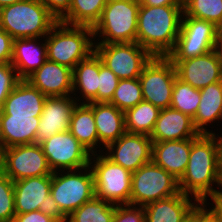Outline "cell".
<instances>
[{
	"mask_svg": "<svg viewBox=\"0 0 222 222\" xmlns=\"http://www.w3.org/2000/svg\"><path fill=\"white\" fill-rule=\"evenodd\" d=\"M200 103L193 124L199 134H212L205 126L222 119V81L200 90Z\"/></svg>",
	"mask_w": 222,
	"mask_h": 222,
	"instance_id": "28",
	"label": "cell"
},
{
	"mask_svg": "<svg viewBox=\"0 0 222 222\" xmlns=\"http://www.w3.org/2000/svg\"><path fill=\"white\" fill-rule=\"evenodd\" d=\"M46 98L27 80H20L6 98L0 115L40 117Z\"/></svg>",
	"mask_w": 222,
	"mask_h": 222,
	"instance_id": "19",
	"label": "cell"
},
{
	"mask_svg": "<svg viewBox=\"0 0 222 222\" xmlns=\"http://www.w3.org/2000/svg\"><path fill=\"white\" fill-rule=\"evenodd\" d=\"M218 27L213 23L193 17L182 18L181 29L170 60H183L204 55L215 47Z\"/></svg>",
	"mask_w": 222,
	"mask_h": 222,
	"instance_id": "11",
	"label": "cell"
},
{
	"mask_svg": "<svg viewBox=\"0 0 222 222\" xmlns=\"http://www.w3.org/2000/svg\"><path fill=\"white\" fill-rule=\"evenodd\" d=\"M37 39H13L11 64L16 69L20 80H26L47 60L46 40L45 43H41L37 42Z\"/></svg>",
	"mask_w": 222,
	"mask_h": 222,
	"instance_id": "22",
	"label": "cell"
},
{
	"mask_svg": "<svg viewBox=\"0 0 222 222\" xmlns=\"http://www.w3.org/2000/svg\"><path fill=\"white\" fill-rule=\"evenodd\" d=\"M3 151H4V148L0 142V173H2V170H3Z\"/></svg>",
	"mask_w": 222,
	"mask_h": 222,
	"instance_id": "47",
	"label": "cell"
},
{
	"mask_svg": "<svg viewBox=\"0 0 222 222\" xmlns=\"http://www.w3.org/2000/svg\"><path fill=\"white\" fill-rule=\"evenodd\" d=\"M68 131L91 153L97 152L98 133L93 114V103H77ZM98 146V147H96ZM96 150V151H95Z\"/></svg>",
	"mask_w": 222,
	"mask_h": 222,
	"instance_id": "27",
	"label": "cell"
},
{
	"mask_svg": "<svg viewBox=\"0 0 222 222\" xmlns=\"http://www.w3.org/2000/svg\"><path fill=\"white\" fill-rule=\"evenodd\" d=\"M26 80L46 97L72 94V69L56 62L46 60Z\"/></svg>",
	"mask_w": 222,
	"mask_h": 222,
	"instance_id": "18",
	"label": "cell"
},
{
	"mask_svg": "<svg viewBox=\"0 0 222 222\" xmlns=\"http://www.w3.org/2000/svg\"><path fill=\"white\" fill-rule=\"evenodd\" d=\"M89 166L94 175L95 197L115 205L130 204L132 183L130 171L113 163L102 153L91 154Z\"/></svg>",
	"mask_w": 222,
	"mask_h": 222,
	"instance_id": "7",
	"label": "cell"
},
{
	"mask_svg": "<svg viewBox=\"0 0 222 222\" xmlns=\"http://www.w3.org/2000/svg\"><path fill=\"white\" fill-rule=\"evenodd\" d=\"M182 192L144 206L145 222H187L198 201ZM192 202V203H191Z\"/></svg>",
	"mask_w": 222,
	"mask_h": 222,
	"instance_id": "23",
	"label": "cell"
},
{
	"mask_svg": "<svg viewBox=\"0 0 222 222\" xmlns=\"http://www.w3.org/2000/svg\"><path fill=\"white\" fill-rule=\"evenodd\" d=\"M183 14V5H140L136 42L152 56L167 57L175 48Z\"/></svg>",
	"mask_w": 222,
	"mask_h": 222,
	"instance_id": "2",
	"label": "cell"
},
{
	"mask_svg": "<svg viewBox=\"0 0 222 222\" xmlns=\"http://www.w3.org/2000/svg\"><path fill=\"white\" fill-rule=\"evenodd\" d=\"M61 173L56 171L52 174L50 204L53 212L63 221L95 197V184L90 166Z\"/></svg>",
	"mask_w": 222,
	"mask_h": 222,
	"instance_id": "3",
	"label": "cell"
},
{
	"mask_svg": "<svg viewBox=\"0 0 222 222\" xmlns=\"http://www.w3.org/2000/svg\"><path fill=\"white\" fill-rule=\"evenodd\" d=\"M177 77L196 89L222 81V67L215 50L183 60H171Z\"/></svg>",
	"mask_w": 222,
	"mask_h": 222,
	"instance_id": "16",
	"label": "cell"
},
{
	"mask_svg": "<svg viewBox=\"0 0 222 222\" xmlns=\"http://www.w3.org/2000/svg\"><path fill=\"white\" fill-rule=\"evenodd\" d=\"M93 114L98 133V145L105 148L126 132L124 112L113 104L93 103Z\"/></svg>",
	"mask_w": 222,
	"mask_h": 222,
	"instance_id": "26",
	"label": "cell"
},
{
	"mask_svg": "<svg viewBox=\"0 0 222 222\" xmlns=\"http://www.w3.org/2000/svg\"><path fill=\"white\" fill-rule=\"evenodd\" d=\"M143 101V92L139 78L121 79L109 103L125 112Z\"/></svg>",
	"mask_w": 222,
	"mask_h": 222,
	"instance_id": "34",
	"label": "cell"
},
{
	"mask_svg": "<svg viewBox=\"0 0 222 222\" xmlns=\"http://www.w3.org/2000/svg\"><path fill=\"white\" fill-rule=\"evenodd\" d=\"M207 202H198L191 210L187 222H219L218 216L212 209H206Z\"/></svg>",
	"mask_w": 222,
	"mask_h": 222,
	"instance_id": "39",
	"label": "cell"
},
{
	"mask_svg": "<svg viewBox=\"0 0 222 222\" xmlns=\"http://www.w3.org/2000/svg\"><path fill=\"white\" fill-rule=\"evenodd\" d=\"M13 38L0 26V63H11Z\"/></svg>",
	"mask_w": 222,
	"mask_h": 222,
	"instance_id": "42",
	"label": "cell"
},
{
	"mask_svg": "<svg viewBox=\"0 0 222 222\" xmlns=\"http://www.w3.org/2000/svg\"><path fill=\"white\" fill-rule=\"evenodd\" d=\"M40 117L0 115V142L4 149L36 143Z\"/></svg>",
	"mask_w": 222,
	"mask_h": 222,
	"instance_id": "24",
	"label": "cell"
},
{
	"mask_svg": "<svg viewBox=\"0 0 222 222\" xmlns=\"http://www.w3.org/2000/svg\"><path fill=\"white\" fill-rule=\"evenodd\" d=\"M19 81L16 69L11 63H0V109Z\"/></svg>",
	"mask_w": 222,
	"mask_h": 222,
	"instance_id": "37",
	"label": "cell"
},
{
	"mask_svg": "<svg viewBox=\"0 0 222 222\" xmlns=\"http://www.w3.org/2000/svg\"><path fill=\"white\" fill-rule=\"evenodd\" d=\"M179 192L178 179L153 161L132 173L131 205L145 206Z\"/></svg>",
	"mask_w": 222,
	"mask_h": 222,
	"instance_id": "8",
	"label": "cell"
},
{
	"mask_svg": "<svg viewBox=\"0 0 222 222\" xmlns=\"http://www.w3.org/2000/svg\"><path fill=\"white\" fill-rule=\"evenodd\" d=\"M108 0H72L69 12L60 20L68 25L94 27Z\"/></svg>",
	"mask_w": 222,
	"mask_h": 222,
	"instance_id": "30",
	"label": "cell"
},
{
	"mask_svg": "<svg viewBox=\"0 0 222 222\" xmlns=\"http://www.w3.org/2000/svg\"><path fill=\"white\" fill-rule=\"evenodd\" d=\"M93 28L58 21L46 35L47 60L74 69L94 52Z\"/></svg>",
	"mask_w": 222,
	"mask_h": 222,
	"instance_id": "4",
	"label": "cell"
},
{
	"mask_svg": "<svg viewBox=\"0 0 222 222\" xmlns=\"http://www.w3.org/2000/svg\"><path fill=\"white\" fill-rule=\"evenodd\" d=\"M198 135L189 115L169 107L160 110L150 138L152 142H161L195 138Z\"/></svg>",
	"mask_w": 222,
	"mask_h": 222,
	"instance_id": "20",
	"label": "cell"
},
{
	"mask_svg": "<svg viewBox=\"0 0 222 222\" xmlns=\"http://www.w3.org/2000/svg\"><path fill=\"white\" fill-rule=\"evenodd\" d=\"M160 109L142 101L124 112L126 132L150 136L154 130Z\"/></svg>",
	"mask_w": 222,
	"mask_h": 222,
	"instance_id": "29",
	"label": "cell"
},
{
	"mask_svg": "<svg viewBox=\"0 0 222 222\" xmlns=\"http://www.w3.org/2000/svg\"><path fill=\"white\" fill-rule=\"evenodd\" d=\"M178 183L180 192L192 195L193 200L198 202H207L208 197L222 190L221 135L199 134L191 138L189 161ZM213 184L221 189L216 190Z\"/></svg>",
	"mask_w": 222,
	"mask_h": 222,
	"instance_id": "1",
	"label": "cell"
},
{
	"mask_svg": "<svg viewBox=\"0 0 222 222\" xmlns=\"http://www.w3.org/2000/svg\"><path fill=\"white\" fill-rule=\"evenodd\" d=\"M23 0H0V9Z\"/></svg>",
	"mask_w": 222,
	"mask_h": 222,
	"instance_id": "46",
	"label": "cell"
},
{
	"mask_svg": "<svg viewBox=\"0 0 222 222\" xmlns=\"http://www.w3.org/2000/svg\"><path fill=\"white\" fill-rule=\"evenodd\" d=\"M115 204L94 197L72 212L63 222H113Z\"/></svg>",
	"mask_w": 222,
	"mask_h": 222,
	"instance_id": "31",
	"label": "cell"
},
{
	"mask_svg": "<svg viewBox=\"0 0 222 222\" xmlns=\"http://www.w3.org/2000/svg\"><path fill=\"white\" fill-rule=\"evenodd\" d=\"M94 51L120 80L139 78L153 57L137 42L94 44Z\"/></svg>",
	"mask_w": 222,
	"mask_h": 222,
	"instance_id": "9",
	"label": "cell"
},
{
	"mask_svg": "<svg viewBox=\"0 0 222 222\" xmlns=\"http://www.w3.org/2000/svg\"><path fill=\"white\" fill-rule=\"evenodd\" d=\"M200 98L199 89L176 77L172 90L171 108L187 114L193 119L196 115Z\"/></svg>",
	"mask_w": 222,
	"mask_h": 222,
	"instance_id": "32",
	"label": "cell"
},
{
	"mask_svg": "<svg viewBox=\"0 0 222 222\" xmlns=\"http://www.w3.org/2000/svg\"><path fill=\"white\" fill-rule=\"evenodd\" d=\"M2 173L12 181L53 174L43 149L38 143L4 149Z\"/></svg>",
	"mask_w": 222,
	"mask_h": 222,
	"instance_id": "13",
	"label": "cell"
},
{
	"mask_svg": "<svg viewBox=\"0 0 222 222\" xmlns=\"http://www.w3.org/2000/svg\"><path fill=\"white\" fill-rule=\"evenodd\" d=\"M191 152V138L152 143V161L180 179L187 167Z\"/></svg>",
	"mask_w": 222,
	"mask_h": 222,
	"instance_id": "21",
	"label": "cell"
},
{
	"mask_svg": "<svg viewBox=\"0 0 222 222\" xmlns=\"http://www.w3.org/2000/svg\"><path fill=\"white\" fill-rule=\"evenodd\" d=\"M214 50L222 67V27H218Z\"/></svg>",
	"mask_w": 222,
	"mask_h": 222,
	"instance_id": "45",
	"label": "cell"
},
{
	"mask_svg": "<svg viewBox=\"0 0 222 222\" xmlns=\"http://www.w3.org/2000/svg\"><path fill=\"white\" fill-rule=\"evenodd\" d=\"M113 222H145L144 206L115 205Z\"/></svg>",
	"mask_w": 222,
	"mask_h": 222,
	"instance_id": "38",
	"label": "cell"
},
{
	"mask_svg": "<svg viewBox=\"0 0 222 222\" xmlns=\"http://www.w3.org/2000/svg\"><path fill=\"white\" fill-rule=\"evenodd\" d=\"M138 2L147 6L183 5V0H138Z\"/></svg>",
	"mask_w": 222,
	"mask_h": 222,
	"instance_id": "43",
	"label": "cell"
},
{
	"mask_svg": "<svg viewBox=\"0 0 222 222\" xmlns=\"http://www.w3.org/2000/svg\"><path fill=\"white\" fill-rule=\"evenodd\" d=\"M210 200L214 203L211 209L218 216L219 222H222V191H218L215 195L211 196Z\"/></svg>",
	"mask_w": 222,
	"mask_h": 222,
	"instance_id": "44",
	"label": "cell"
},
{
	"mask_svg": "<svg viewBox=\"0 0 222 222\" xmlns=\"http://www.w3.org/2000/svg\"><path fill=\"white\" fill-rule=\"evenodd\" d=\"M58 20L39 0H23L0 9V26L13 38H39Z\"/></svg>",
	"mask_w": 222,
	"mask_h": 222,
	"instance_id": "5",
	"label": "cell"
},
{
	"mask_svg": "<svg viewBox=\"0 0 222 222\" xmlns=\"http://www.w3.org/2000/svg\"><path fill=\"white\" fill-rule=\"evenodd\" d=\"M15 215L14 181L0 173V222H13Z\"/></svg>",
	"mask_w": 222,
	"mask_h": 222,
	"instance_id": "35",
	"label": "cell"
},
{
	"mask_svg": "<svg viewBox=\"0 0 222 222\" xmlns=\"http://www.w3.org/2000/svg\"><path fill=\"white\" fill-rule=\"evenodd\" d=\"M119 78L102 63L99 57V82L97 92V102H110L115 89L117 88Z\"/></svg>",
	"mask_w": 222,
	"mask_h": 222,
	"instance_id": "36",
	"label": "cell"
},
{
	"mask_svg": "<svg viewBox=\"0 0 222 222\" xmlns=\"http://www.w3.org/2000/svg\"><path fill=\"white\" fill-rule=\"evenodd\" d=\"M52 175L28 177L14 181V204L16 214L32 211L54 213L50 204Z\"/></svg>",
	"mask_w": 222,
	"mask_h": 222,
	"instance_id": "15",
	"label": "cell"
},
{
	"mask_svg": "<svg viewBox=\"0 0 222 222\" xmlns=\"http://www.w3.org/2000/svg\"><path fill=\"white\" fill-rule=\"evenodd\" d=\"M13 222H63L55 213L32 211L25 214H16Z\"/></svg>",
	"mask_w": 222,
	"mask_h": 222,
	"instance_id": "40",
	"label": "cell"
},
{
	"mask_svg": "<svg viewBox=\"0 0 222 222\" xmlns=\"http://www.w3.org/2000/svg\"><path fill=\"white\" fill-rule=\"evenodd\" d=\"M152 140L150 136L125 132L104 149L105 156L131 173L152 161Z\"/></svg>",
	"mask_w": 222,
	"mask_h": 222,
	"instance_id": "14",
	"label": "cell"
},
{
	"mask_svg": "<svg viewBox=\"0 0 222 222\" xmlns=\"http://www.w3.org/2000/svg\"><path fill=\"white\" fill-rule=\"evenodd\" d=\"M52 172L90 165L91 153L69 132H59L40 143Z\"/></svg>",
	"mask_w": 222,
	"mask_h": 222,
	"instance_id": "12",
	"label": "cell"
},
{
	"mask_svg": "<svg viewBox=\"0 0 222 222\" xmlns=\"http://www.w3.org/2000/svg\"><path fill=\"white\" fill-rule=\"evenodd\" d=\"M49 12L60 21L68 12L72 0H39Z\"/></svg>",
	"mask_w": 222,
	"mask_h": 222,
	"instance_id": "41",
	"label": "cell"
},
{
	"mask_svg": "<svg viewBox=\"0 0 222 222\" xmlns=\"http://www.w3.org/2000/svg\"><path fill=\"white\" fill-rule=\"evenodd\" d=\"M138 0H108L93 27L94 44L132 43L137 38Z\"/></svg>",
	"mask_w": 222,
	"mask_h": 222,
	"instance_id": "6",
	"label": "cell"
},
{
	"mask_svg": "<svg viewBox=\"0 0 222 222\" xmlns=\"http://www.w3.org/2000/svg\"><path fill=\"white\" fill-rule=\"evenodd\" d=\"M76 104L77 100L71 95L47 97L38 124L36 143L40 144L56 133L68 131Z\"/></svg>",
	"mask_w": 222,
	"mask_h": 222,
	"instance_id": "17",
	"label": "cell"
},
{
	"mask_svg": "<svg viewBox=\"0 0 222 222\" xmlns=\"http://www.w3.org/2000/svg\"><path fill=\"white\" fill-rule=\"evenodd\" d=\"M98 82L99 56L94 51L86 59L81 60L72 70V95L74 94L77 103L79 101V103H97ZM76 92H79L84 99L79 97L76 99Z\"/></svg>",
	"mask_w": 222,
	"mask_h": 222,
	"instance_id": "25",
	"label": "cell"
},
{
	"mask_svg": "<svg viewBox=\"0 0 222 222\" xmlns=\"http://www.w3.org/2000/svg\"><path fill=\"white\" fill-rule=\"evenodd\" d=\"M176 77L175 65L168 57L153 56L139 76L143 101L160 110L169 108Z\"/></svg>",
	"mask_w": 222,
	"mask_h": 222,
	"instance_id": "10",
	"label": "cell"
},
{
	"mask_svg": "<svg viewBox=\"0 0 222 222\" xmlns=\"http://www.w3.org/2000/svg\"><path fill=\"white\" fill-rule=\"evenodd\" d=\"M183 17L213 22L222 27V0H183Z\"/></svg>",
	"mask_w": 222,
	"mask_h": 222,
	"instance_id": "33",
	"label": "cell"
}]
</instances>
